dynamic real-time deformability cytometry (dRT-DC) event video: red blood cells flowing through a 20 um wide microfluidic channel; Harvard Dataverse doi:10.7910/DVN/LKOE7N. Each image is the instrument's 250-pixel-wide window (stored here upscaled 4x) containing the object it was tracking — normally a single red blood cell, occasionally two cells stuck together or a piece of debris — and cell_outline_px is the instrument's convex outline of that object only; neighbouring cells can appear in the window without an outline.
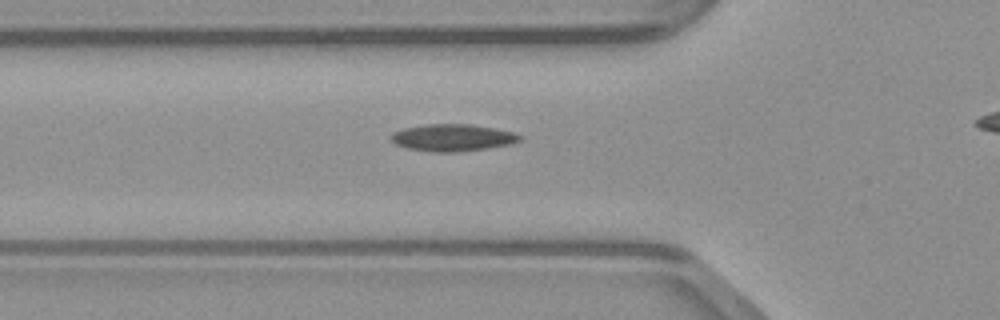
{"species": "common noctule bat (a hibernating species)", "species_latin": "Nyctalus noctula", "temperature_condition": "warm", "stored_images_in_passage": 25, "camera_frame_rate_fps": 3000, "um_per_image_px": 0.085, "animal": {"sex": "male", "body_mass_g": 23.1, "forearm_length_mm": 52.7}, "frame": {"image": 1, "passage_image": 2, "time_ms": 0.333, "image_size_px": [1000, 320], "cell_outline_px": [[524, 136], [520, 140], [508, 144], [488, 148], [452, 152], [428, 152], [408, 148], [396, 144], [392, 140], [392, 132], [404, 128], [428, 124], [472, 124], [496, 128], [512, 132]], "centroid_in_image_um": [38.48, 11.69], "position_along_channel_um": 87.3, "area_um2": 20.17}}
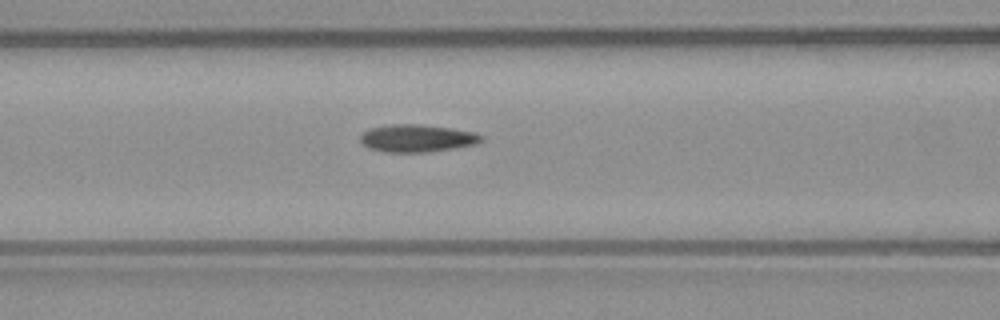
{"frame": {"image": 2, "passage_image": 5, "time_ms": 1.333, "image_size_px": [1000, 320], "cell_outline_px": [[484, 140], [476, 144], [456, 148], [428, 152], [384, 152], [368, 148], [360, 140], [360, 136], [368, 128], [388, 124], [420, 124], [452, 128], [476, 132], [484, 136]], "centroid_in_image_um": [35.48, 11.74], "position_along_channel_um": 131.1, "area_um2": 19.71}}
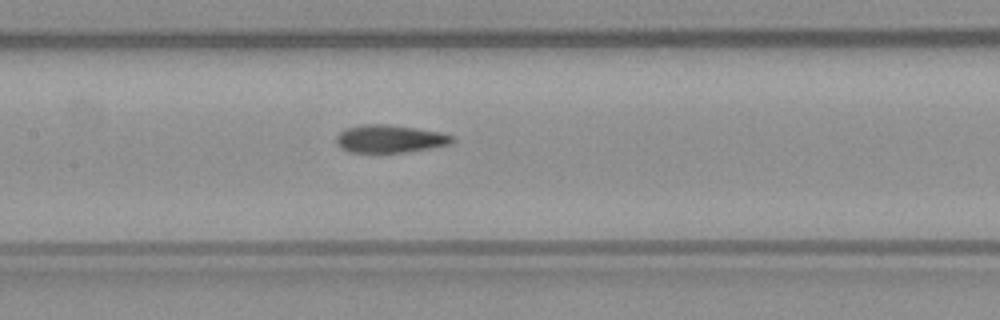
{"frame": {"image": 3, "passage_image": 8, "time_ms": 2.333, "image_size_px": [1000, 320], "cell_outline_px": [[456, 140], [452, 144], [432, 148], [404, 152], [348, 152], [340, 148], [336, 144], [336, 136], [344, 128], [364, 124], [388, 124], [416, 128], [440, 132], [452, 136]], "centroid_in_image_um": [33.13, 11.8], "position_along_channel_um": 174.3, "area_um2": 18.96}}